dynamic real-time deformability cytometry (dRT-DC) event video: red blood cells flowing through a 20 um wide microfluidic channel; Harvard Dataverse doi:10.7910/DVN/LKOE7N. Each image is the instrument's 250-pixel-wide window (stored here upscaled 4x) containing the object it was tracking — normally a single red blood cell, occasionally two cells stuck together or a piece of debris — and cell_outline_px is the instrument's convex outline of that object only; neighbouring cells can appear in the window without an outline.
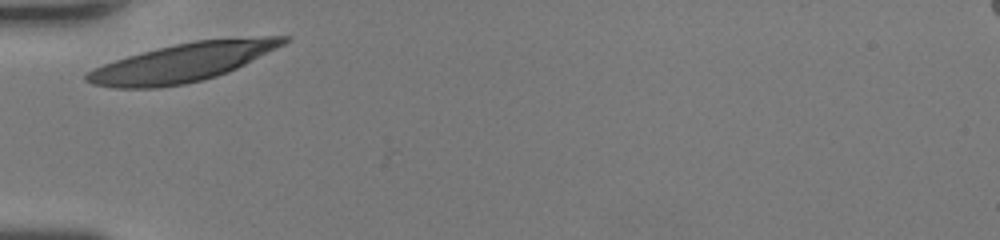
{"species": "human", "species_latin": "Homo sapiens", "temperature_condition": "room temperature", "stored_images_in_passage": 24, "camera_frame_rate_fps": 3000, "um_per_image_px": 0.085, "donor": {"sex": "female"}, "frame": {"image": 1, "passage_image": 1, "time_ms": 0.0, "image_size_px": [1000, 240], "cell_outline_px": [[292, 40], [228, 72], [204, 80], [184, 84], [160, 88], [112, 88], [92, 84], [84, 80], [84, 76], [92, 68], [128, 56], [176, 44], [196, 40], [264, 36], [292, 36]], "centroid_in_image_um": [15.52, 5.32], "position_along_channel_um": 69.5, "area_um2": 43.87}}
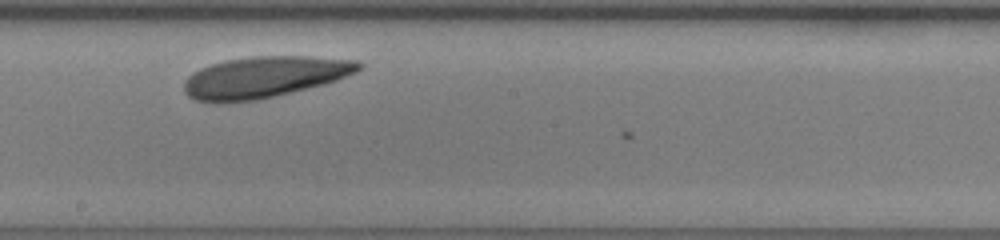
{"frame": {"image": 2, "passage_image": 13, "time_ms": 4.0, "image_size_px": [1000, 240], "cell_outline_px": [[364, 64], [356, 72], [336, 80], [324, 84], [276, 96], [256, 100], [224, 104], [216, 104], [192, 100], [184, 92], [184, 80], [192, 72], [200, 68], [212, 64], [228, 60], [252, 56], [304, 56], [360, 60]], "centroid_in_image_um": [22.42, 6.57], "position_along_channel_um": 225.8, "area_um2": 42.54}}
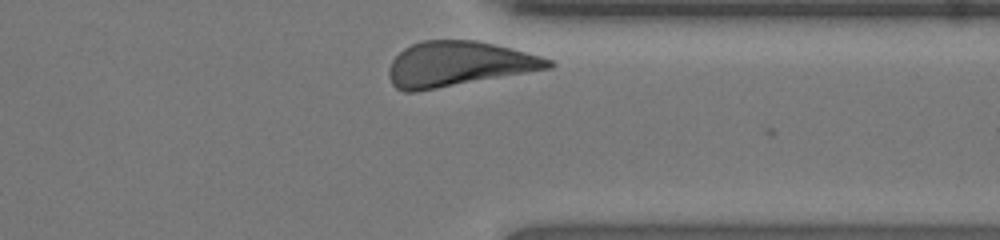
{"frame": {"image": 3, "passage_image": 24, "time_ms": 7.667, "image_size_px": [1000, 240], "cell_outline_px": [[556, 64], [552, 68], [416, 92], [404, 92], [396, 88], [392, 84], [388, 76], [388, 68], [392, 60], [404, 48], [412, 44], [424, 40], [476, 40], [540, 56], [552, 60]], "centroid_in_image_um": [38.93, 5.45], "position_along_channel_um": 372.5, "area_um2": 41.62}, "authors_computed_cell_mechanics": {"area_um2": 41.038, "velocity_mm_per_s": 3.9739, "shape_relaxation_time_tau1_ms": 1.1408, "shape_relaxation_time_tau2_ms": 9.903, "deformation_change_tau1": 0.0722, "deformation_change_tau2": 0.1641}}